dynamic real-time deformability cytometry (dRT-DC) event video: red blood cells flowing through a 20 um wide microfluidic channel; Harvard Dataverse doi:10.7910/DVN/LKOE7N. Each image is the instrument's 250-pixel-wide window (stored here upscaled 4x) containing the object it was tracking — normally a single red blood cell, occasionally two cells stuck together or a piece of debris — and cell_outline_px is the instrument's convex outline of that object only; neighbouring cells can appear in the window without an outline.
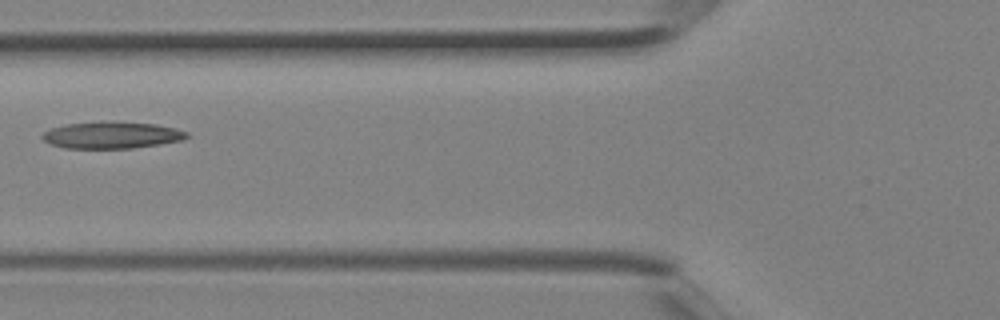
{"species": "Egyptian fruit bat (a non-hibernating species)", "species_latin": "Rousettus aegyptiacus", "temperature_condition": "room temperature", "stored_images_in_passage": 4, "camera_frame_rate_fps": 3000, "um_per_image_px": 0.085, "animal": {"sex": "female"}, "frame": {"image": 1, "passage_image": 4, "time_ms": 1.0, "image_size_px": [1000, 320], "cell_outline_px": [[188, 136], [184, 140], [160, 144], [132, 148], [64, 148], [52, 144], [44, 140], [40, 136], [44, 132], [52, 128], [68, 124], [112, 120], [156, 124], [176, 128], [188, 132]], "centroid_in_image_um": [9.54, 11.47], "position_along_channel_um": 116.3, "area_um2": 22.72}}